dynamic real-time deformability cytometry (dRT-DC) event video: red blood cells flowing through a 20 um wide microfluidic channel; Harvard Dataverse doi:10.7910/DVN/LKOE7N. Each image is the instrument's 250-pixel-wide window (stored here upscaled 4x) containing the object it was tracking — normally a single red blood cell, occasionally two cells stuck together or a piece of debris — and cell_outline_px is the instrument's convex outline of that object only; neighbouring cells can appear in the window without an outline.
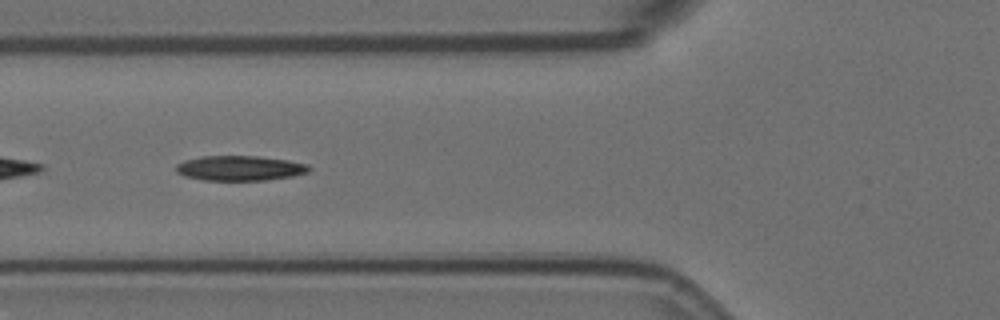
{"species": "Egyptian fruit bat (a non-hibernating species)", "species_latin": "Rousettus aegyptiacus", "temperature_condition": "room temperature", "stored_images_in_passage": 41, "camera_frame_rate_fps": 3000, "um_per_image_px": 0.085, "animal": {"sex": "female"}, "frame": {"image": 1, "passage_image": 4, "time_ms": 1.0, "image_size_px": [1000, 320], "cell_outline_px": [[312, 168], [308, 172], [292, 176], [264, 180], [204, 180], [184, 176], [176, 172], [176, 164], [184, 160], [200, 156], [260, 156], [288, 160], [308, 164]], "centroid_in_image_um": [20.38, 14.28], "position_along_channel_um": 105.4, "area_um2": 19.42}}
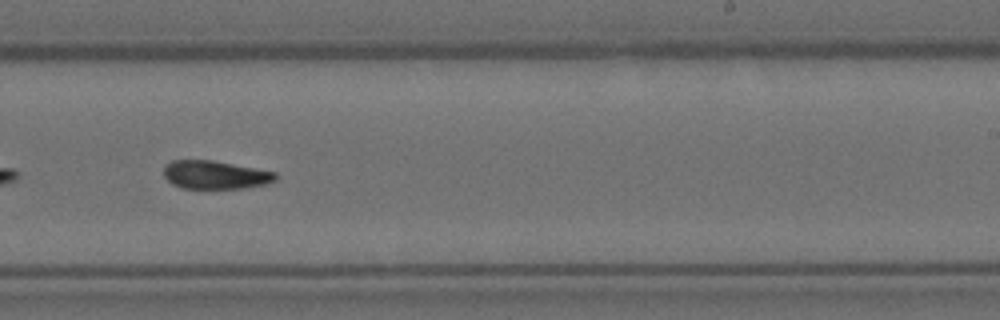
{"frame": {"image": 2, "passage_image": 18, "time_ms": 5.667, "image_size_px": [1000, 320], "cell_outline_px": [[276, 180], [264, 184], [244, 188], [180, 188], [172, 184], [164, 176], [164, 164], [172, 160], [212, 160], [276, 172]], "centroid_in_image_um": [18.25, 14.85], "position_along_channel_um": 270.8, "area_um2": 18.38}}
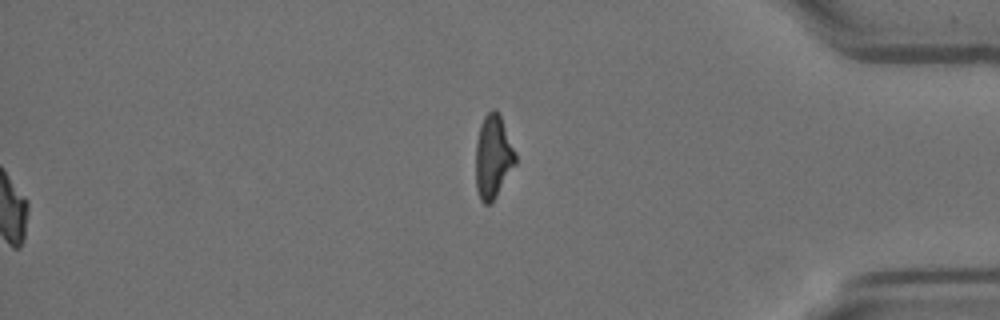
{"frame": {"image": 3, "passage_image": 41, "time_ms": 13.333, "image_size_px": [1000, 320], "cell_outline_px": [[516, 164], [496, 196], [488, 204], [484, 204], [480, 200], [476, 188], [476, 144], [480, 124], [484, 116], [492, 108], [496, 108], [500, 116], [516, 152]], "centroid_in_image_um": [41.91, 13.31], "position_along_channel_um": 393.3, "area_um2": 19.25}, "authors_computed_cell_mechanics": {"area_um2": 18.9006, "velocity_mm_per_s": 3.5445, "shape_relaxation_time_tau1_ms": 7.9802, "shape_relaxation_time_tau2_ms": null, "deformation_change_tau1": 0.1896, "deformation_change_tau2": null}}